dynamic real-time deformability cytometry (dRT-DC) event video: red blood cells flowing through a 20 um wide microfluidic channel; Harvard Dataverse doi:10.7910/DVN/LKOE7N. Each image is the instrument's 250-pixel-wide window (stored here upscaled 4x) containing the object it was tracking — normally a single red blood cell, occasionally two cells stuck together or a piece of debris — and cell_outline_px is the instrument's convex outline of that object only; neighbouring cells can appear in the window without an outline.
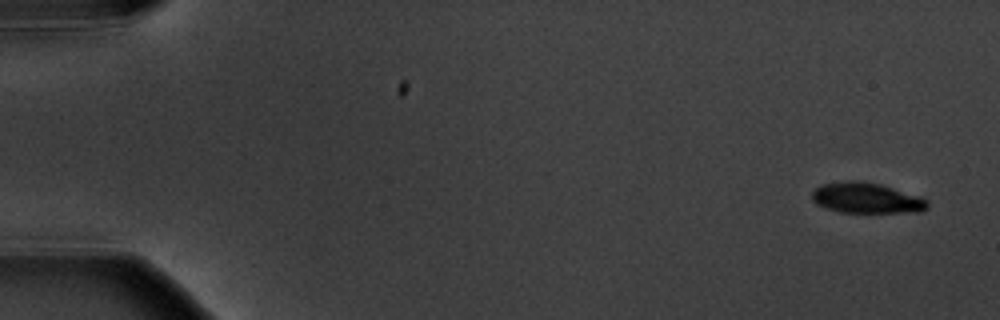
{"species": "common noctule bat (a hibernating species)", "species_latin": "Nyctalus noctula", "temperature_condition": "warm", "stored_images_in_passage": 5, "camera_frame_rate_fps": 3000, "um_per_image_px": 0.085, "animal": {"sex": "male", "body_mass_g": 20.1, "forearm_length_mm": 53.5}, "frame": {"image": 1, "passage_image": 1, "time_ms": 0.0, "image_size_px": [1000, 320], "cell_outline_px": [[928, 208], [920, 212], [840, 212], [824, 208], [816, 204], [812, 200], [812, 192], [816, 188], [824, 184], [848, 180], [856, 180], [880, 184], [920, 196], [928, 200]], "centroid_in_image_um": [73.65, 16.84], "position_along_channel_um": 11.3, "area_um2": 20.58}}